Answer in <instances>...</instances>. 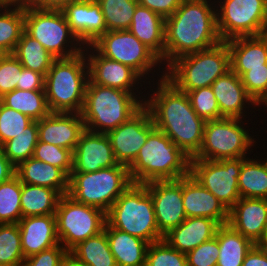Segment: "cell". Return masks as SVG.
Instances as JSON below:
<instances>
[{
  "label": "cell",
  "mask_w": 267,
  "mask_h": 266,
  "mask_svg": "<svg viewBox=\"0 0 267 266\" xmlns=\"http://www.w3.org/2000/svg\"><path fill=\"white\" fill-rule=\"evenodd\" d=\"M15 175L21 183L49 187L61 196L67 195L69 177L60 169L34 157L22 161L15 167Z\"/></svg>",
  "instance_id": "cell-28"
},
{
  "label": "cell",
  "mask_w": 267,
  "mask_h": 266,
  "mask_svg": "<svg viewBox=\"0 0 267 266\" xmlns=\"http://www.w3.org/2000/svg\"><path fill=\"white\" fill-rule=\"evenodd\" d=\"M142 95L97 85L89 80L81 112L86 130L102 134L114 130L144 106L147 94Z\"/></svg>",
  "instance_id": "cell-4"
},
{
  "label": "cell",
  "mask_w": 267,
  "mask_h": 266,
  "mask_svg": "<svg viewBox=\"0 0 267 266\" xmlns=\"http://www.w3.org/2000/svg\"><path fill=\"white\" fill-rule=\"evenodd\" d=\"M34 120L0 102V146L17 137Z\"/></svg>",
  "instance_id": "cell-44"
},
{
  "label": "cell",
  "mask_w": 267,
  "mask_h": 266,
  "mask_svg": "<svg viewBox=\"0 0 267 266\" xmlns=\"http://www.w3.org/2000/svg\"><path fill=\"white\" fill-rule=\"evenodd\" d=\"M146 83L150 86L144 106L150 111L155 128L164 132L188 157L193 158L202 145L206 121L193 110L187 94L165 77ZM157 85H155V84ZM153 92V93H152Z\"/></svg>",
  "instance_id": "cell-1"
},
{
  "label": "cell",
  "mask_w": 267,
  "mask_h": 266,
  "mask_svg": "<svg viewBox=\"0 0 267 266\" xmlns=\"http://www.w3.org/2000/svg\"><path fill=\"white\" fill-rule=\"evenodd\" d=\"M24 31L56 59L71 58L84 51L85 46L72 32L60 10L24 6Z\"/></svg>",
  "instance_id": "cell-9"
},
{
  "label": "cell",
  "mask_w": 267,
  "mask_h": 266,
  "mask_svg": "<svg viewBox=\"0 0 267 266\" xmlns=\"http://www.w3.org/2000/svg\"><path fill=\"white\" fill-rule=\"evenodd\" d=\"M24 32V6L10 4L0 10V53L12 54Z\"/></svg>",
  "instance_id": "cell-36"
},
{
  "label": "cell",
  "mask_w": 267,
  "mask_h": 266,
  "mask_svg": "<svg viewBox=\"0 0 267 266\" xmlns=\"http://www.w3.org/2000/svg\"><path fill=\"white\" fill-rule=\"evenodd\" d=\"M131 184L128 167L118 164L96 172L71 173L67 195L78 203L107 213Z\"/></svg>",
  "instance_id": "cell-8"
},
{
  "label": "cell",
  "mask_w": 267,
  "mask_h": 266,
  "mask_svg": "<svg viewBox=\"0 0 267 266\" xmlns=\"http://www.w3.org/2000/svg\"><path fill=\"white\" fill-rule=\"evenodd\" d=\"M215 3L217 31L222 41L265 34V0H215Z\"/></svg>",
  "instance_id": "cell-13"
},
{
  "label": "cell",
  "mask_w": 267,
  "mask_h": 266,
  "mask_svg": "<svg viewBox=\"0 0 267 266\" xmlns=\"http://www.w3.org/2000/svg\"><path fill=\"white\" fill-rule=\"evenodd\" d=\"M104 230L117 266H145L149 242L112 228L107 222Z\"/></svg>",
  "instance_id": "cell-29"
},
{
  "label": "cell",
  "mask_w": 267,
  "mask_h": 266,
  "mask_svg": "<svg viewBox=\"0 0 267 266\" xmlns=\"http://www.w3.org/2000/svg\"><path fill=\"white\" fill-rule=\"evenodd\" d=\"M33 157L60 168L68 177L71 175L73 169V152L71 150L38 141Z\"/></svg>",
  "instance_id": "cell-42"
},
{
  "label": "cell",
  "mask_w": 267,
  "mask_h": 266,
  "mask_svg": "<svg viewBox=\"0 0 267 266\" xmlns=\"http://www.w3.org/2000/svg\"><path fill=\"white\" fill-rule=\"evenodd\" d=\"M68 251L60 243L24 259L22 266H59Z\"/></svg>",
  "instance_id": "cell-48"
},
{
  "label": "cell",
  "mask_w": 267,
  "mask_h": 266,
  "mask_svg": "<svg viewBox=\"0 0 267 266\" xmlns=\"http://www.w3.org/2000/svg\"><path fill=\"white\" fill-rule=\"evenodd\" d=\"M78 0H37L32 6L44 10H62L66 5Z\"/></svg>",
  "instance_id": "cell-53"
},
{
  "label": "cell",
  "mask_w": 267,
  "mask_h": 266,
  "mask_svg": "<svg viewBox=\"0 0 267 266\" xmlns=\"http://www.w3.org/2000/svg\"><path fill=\"white\" fill-rule=\"evenodd\" d=\"M21 190L22 183L16 175L0 184V224L18 223L22 218Z\"/></svg>",
  "instance_id": "cell-39"
},
{
  "label": "cell",
  "mask_w": 267,
  "mask_h": 266,
  "mask_svg": "<svg viewBox=\"0 0 267 266\" xmlns=\"http://www.w3.org/2000/svg\"><path fill=\"white\" fill-rule=\"evenodd\" d=\"M12 54L24 68L31 69L44 76H46V73L56 60L41 43L33 39L25 31L21 34V38Z\"/></svg>",
  "instance_id": "cell-35"
},
{
  "label": "cell",
  "mask_w": 267,
  "mask_h": 266,
  "mask_svg": "<svg viewBox=\"0 0 267 266\" xmlns=\"http://www.w3.org/2000/svg\"><path fill=\"white\" fill-rule=\"evenodd\" d=\"M107 223L149 243L163 239L155 220L154 205L145 184L132 183L106 213Z\"/></svg>",
  "instance_id": "cell-7"
},
{
  "label": "cell",
  "mask_w": 267,
  "mask_h": 266,
  "mask_svg": "<svg viewBox=\"0 0 267 266\" xmlns=\"http://www.w3.org/2000/svg\"><path fill=\"white\" fill-rule=\"evenodd\" d=\"M220 225L207 217H189L171 229L163 239L173 248L187 253L215 237Z\"/></svg>",
  "instance_id": "cell-25"
},
{
  "label": "cell",
  "mask_w": 267,
  "mask_h": 266,
  "mask_svg": "<svg viewBox=\"0 0 267 266\" xmlns=\"http://www.w3.org/2000/svg\"><path fill=\"white\" fill-rule=\"evenodd\" d=\"M219 245L217 266H242L254 243L229 224L220 225L215 234Z\"/></svg>",
  "instance_id": "cell-30"
},
{
  "label": "cell",
  "mask_w": 267,
  "mask_h": 266,
  "mask_svg": "<svg viewBox=\"0 0 267 266\" xmlns=\"http://www.w3.org/2000/svg\"><path fill=\"white\" fill-rule=\"evenodd\" d=\"M102 10L107 31L128 30L138 0H96Z\"/></svg>",
  "instance_id": "cell-38"
},
{
  "label": "cell",
  "mask_w": 267,
  "mask_h": 266,
  "mask_svg": "<svg viewBox=\"0 0 267 266\" xmlns=\"http://www.w3.org/2000/svg\"><path fill=\"white\" fill-rule=\"evenodd\" d=\"M22 64L13 54L0 55V97L17 89Z\"/></svg>",
  "instance_id": "cell-46"
},
{
  "label": "cell",
  "mask_w": 267,
  "mask_h": 266,
  "mask_svg": "<svg viewBox=\"0 0 267 266\" xmlns=\"http://www.w3.org/2000/svg\"><path fill=\"white\" fill-rule=\"evenodd\" d=\"M60 197L52 188L22 183V218L55 214Z\"/></svg>",
  "instance_id": "cell-31"
},
{
  "label": "cell",
  "mask_w": 267,
  "mask_h": 266,
  "mask_svg": "<svg viewBox=\"0 0 267 266\" xmlns=\"http://www.w3.org/2000/svg\"><path fill=\"white\" fill-rule=\"evenodd\" d=\"M182 198L187 218L207 217L228 224L229 210L191 174L182 177Z\"/></svg>",
  "instance_id": "cell-22"
},
{
  "label": "cell",
  "mask_w": 267,
  "mask_h": 266,
  "mask_svg": "<svg viewBox=\"0 0 267 266\" xmlns=\"http://www.w3.org/2000/svg\"><path fill=\"white\" fill-rule=\"evenodd\" d=\"M262 105H263V109H264V111H265V110L267 109V99L263 102ZM265 106H266V107H265ZM264 107H265L266 109H265ZM266 111H267V110H266Z\"/></svg>",
  "instance_id": "cell-58"
},
{
  "label": "cell",
  "mask_w": 267,
  "mask_h": 266,
  "mask_svg": "<svg viewBox=\"0 0 267 266\" xmlns=\"http://www.w3.org/2000/svg\"><path fill=\"white\" fill-rule=\"evenodd\" d=\"M246 158L201 160L191 158L190 174L228 210L241 198L238 178Z\"/></svg>",
  "instance_id": "cell-14"
},
{
  "label": "cell",
  "mask_w": 267,
  "mask_h": 266,
  "mask_svg": "<svg viewBox=\"0 0 267 266\" xmlns=\"http://www.w3.org/2000/svg\"><path fill=\"white\" fill-rule=\"evenodd\" d=\"M61 11L70 29L84 46L93 44L107 31L101 6L96 0L71 2Z\"/></svg>",
  "instance_id": "cell-19"
},
{
  "label": "cell",
  "mask_w": 267,
  "mask_h": 266,
  "mask_svg": "<svg viewBox=\"0 0 267 266\" xmlns=\"http://www.w3.org/2000/svg\"><path fill=\"white\" fill-rule=\"evenodd\" d=\"M18 225L24 258L60 244L55 214L24 217Z\"/></svg>",
  "instance_id": "cell-24"
},
{
  "label": "cell",
  "mask_w": 267,
  "mask_h": 266,
  "mask_svg": "<svg viewBox=\"0 0 267 266\" xmlns=\"http://www.w3.org/2000/svg\"><path fill=\"white\" fill-rule=\"evenodd\" d=\"M265 34H267V21H266V25H265Z\"/></svg>",
  "instance_id": "cell-60"
},
{
  "label": "cell",
  "mask_w": 267,
  "mask_h": 266,
  "mask_svg": "<svg viewBox=\"0 0 267 266\" xmlns=\"http://www.w3.org/2000/svg\"><path fill=\"white\" fill-rule=\"evenodd\" d=\"M267 223V199L240 198L229 209L228 224L244 237L258 244Z\"/></svg>",
  "instance_id": "cell-23"
},
{
  "label": "cell",
  "mask_w": 267,
  "mask_h": 266,
  "mask_svg": "<svg viewBox=\"0 0 267 266\" xmlns=\"http://www.w3.org/2000/svg\"><path fill=\"white\" fill-rule=\"evenodd\" d=\"M24 259L18 223L0 224V266H22Z\"/></svg>",
  "instance_id": "cell-40"
},
{
  "label": "cell",
  "mask_w": 267,
  "mask_h": 266,
  "mask_svg": "<svg viewBox=\"0 0 267 266\" xmlns=\"http://www.w3.org/2000/svg\"><path fill=\"white\" fill-rule=\"evenodd\" d=\"M84 52L88 64L89 80L92 83L121 89L132 94H142L139 88H142L146 82H150L143 81L144 79L130 66L102 56L92 45H86Z\"/></svg>",
  "instance_id": "cell-16"
},
{
  "label": "cell",
  "mask_w": 267,
  "mask_h": 266,
  "mask_svg": "<svg viewBox=\"0 0 267 266\" xmlns=\"http://www.w3.org/2000/svg\"><path fill=\"white\" fill-rule=\"evenodd\" d=\"M242 266H267V250L254 244L247 252Z\"/></svg>",
  "instance_id": "cell-51"
},
{
  "label": "cell",
  "mask_w": 267,
  "mask_h": 266,
  "mask_svg": "<svg viewBox=\"0 0 267 266\" xmlns=\"http://www.w3.org/2000/svg\"><path fill=\"white\" fill-rule=\"evenodd\" d=\"M0 102L33 120H40L51 113L44 90L15 89L0 97Z\"/></svg>",
  "instance_id": "cell-33"
},
{
  "label": "cell",
  "mask_w": 267,
  "mask_h": 266,
  "mask_svg": "<svg viewBox=\"0 0 267 266\" xmlns=\"http://www.w3.org/2000/svg\"><path fill=\"white\" fill-rule=\"evenodd\" d=\"M231 70L227 42L195 53L181 56L165 68V78L177 89L187 93L211 86L220 76Z\"/></svg>",
  "instance_id": "cell-6"
},
{
  "label": "cell",
  "mask_w": 267,
  "mask_h": 266,
  "mask_svg": "<svg viewBox=\"0 0 267 266\" xmlns=\"http://www.w3.org/2000/svg\"><path fill=\"white\" fill-rule=\"evenodd\" d=\"M155 129L150 111L143 106L128 121L122 123L106 135L109 137L118 164L129 166Z\"/></svg>",
  "instance_id": "cell-15"
},
{
  "label": "cell",
  "mask_w": 267,
  "mask_h": 266,
  "mask_svg": "<svg viewBox=\"0 0 267 266\" xmlns=\"http://www.w3.org/2000/svg\"><path fill=\"white\" fill-rule=\"evenodd\" d=\"M59 266H86L77 260L70 252L60 261Z\"/></svg>",
  "instance_id": "cell-54"
},
{
  "label": "cell",
  "mask_w": 267,
  "mask_h": 266,
  "mask_svg": "<svg viewBox=\"0 0 267 266\" xmlns=\"http://www.w3.org/2000/svg\"><path fill=\"white\" fill-rule=\"evenodd\" d=\"M91 45L102 56L130 66L144 81L153 82L155 79L153 74L156 71H159L155 74L160 75V79L165 77V68H160L163 66L160 64L161 60L129 30L106 31Z\"/></svg>",
  "instance_id": "cell-11"
},
{
  "label": "cell",
  "mask_w": 267,
  "mask_h": 266,
  "mask_svg": "<svg viewBox=\"0 0 267 266\" xmlns=\"http://www.w3.org/2000/svg\"><path fill=\"white\" fill-rule=\"evenodd\" d=\"M244 122L245 119L238 118L206 121L202 145L193 158L222 160L249 157L254 150L252 147L256 146L254 137L259 135H254V132L253 135L249 134L250 129H246L247 126L244 125L248 122Z\"/></svg>",
  "instance_id": "cell-10"
},
{
  "label": "cell",
  "mask_w": 267,
  "mask_h": 266,
  "mask_svg": "<svg viewBox=\"0 0 267 266\" xmlns=\"http://www.w3.org/2000/svg\"><path fill=\"white\" fill-rule=\"evenodd\" d=\"M258 245L262 246L263 248H265L267 250V223H266L263 237H262L261 241L258 243Z\"/></svg>",
  "instance_id": "cell-55"
},
{
  "label": "cell",
  "mask_w": 267,
  "mask_h": 266,
  "mask_svg": "<svg viewBox=\"0 0 267 266\" xmlns=\"http://www.w3.org/2000/svg\"><path fill=\"white\" fill-rule=\"evenodd\" d=\"M8 5H10L6 0H0V10L5 9Z\"/></svg>",
  "instance_id": "cell-57"
},
{
  "label": "cell",
  "mask_w": 267,
  "mask_h": 266,
  "mask_svg": "<svg viewBox=\"0 0 267 266\" xmlns=\"http://www.w3.org/2000/svg\"><path fill=\"white\" fill-rule=\"evenodd\" d=\"M86 130L81 113L51 112L38 120L39 141L74 151Z\"/></svg>",
  "instance_id": "cell-20"
},
{
  "label": "cell",
  "mask_w": 267,
  "mask_h": 266,
  "mask_svg": "<svg viewBox=\"0 0 267 266\" xmlns=\"http://www.w3.org/2000/svg\"><path fill=\"white\" fill-rule=\"evenodd\" d=\"M145 185L153 201L157 227L164 236L187 218L182 198V177L178 180L151 181Z\"/></svg>",
  "instance_id": "cell-17"
},
{
  "label": "cell",
  "mask_w": 267,
  "mask_h": 266,
  "mask_svg": "<svg viewBox=\"0 0 267 266\" xmlns=\"http://www.w3.org/2000/svg\"><path fill=\"white\" fill-rule=\"evenodd\" d=\"M69 252L86 266H117L105 230L79 242Z\"/></svg>",
  "instance_id": "cell-34"
},
{
  "label": "cell",
  "mask_w": 267,
  "mask_h": 266,
  "mask_svg": "<svg viewBox=\"0 0 267 266\" xmlns=\"http://www.w3.org/2000/svg\"><path fill=\"white\" fill-rule=\"evenodd\" d=\"M247 93L260 106L267 99V64L263 67L250 68L241 76Z\"/></svg>",
  "instance_id": "cell-45"
},
{
  "label": "cell",
  "mask_w": 267,
  "mask_h": 266,
  "mask_svg": "<svg viewBox=\"0 0 267 266\" xmlns=\"http://www.w3.org/2000/svg\"><path fill=\"white\" fill-rule=\"evenodd\" d=\"M182 0H138V4L167 18L181 5Z\"/></svg>",
  "instance_id": "cell-50"
},
{
  "label": "cell",
  "mask_w": 267,
  "mask_h": 266,
  "mask_svg": "<svg viewBox=\"0 0 267 266\" xmlns=\"http://www.w3.org/2000/svg\"><path fill=\"white\" fill-rule=\"evenodd\" d=\"M231 70L241 77L250 68L267 64V34L237 37L226 41Z\"/></svg>",
  "instance_id": "cell-26"
},
{
  "label": "cell",
  "mask_w": 267,
  "mask_h": 266,
  "mask_svg": "<svg viewBox=\"0 0 267 266\" xmlns=\"http://www.w3.org/2000/svg\"><path fill=\"white\" fill-rule=\"evenodd\" d=\"M128 30L161 60L164 67L165 18L138 4Z\"/></svg>",
  "instance_id": "cell-27"
},
{
  "label": "cell",
  "mask_w": 267,
  "mask_h": 266,
  "mask_svg": "<svg viewBox=\"0 0 267 266\" xmlns=\"http://www.w3.org/2000/svg\"><path fill=\"white\" fill-rule=\"evenodd\" d=\"M15 175V166L5 156L0 146V184Z\"/></svg>",
  "instance_id": "cell-52"
},
{
  "label": "cell",
  "mask_w": 267,
  "mask_h": 266,
  "mask_svg": "<svg viewBox=\"0 0 267 266\" xmlns=\"http://www.w3.org/2000/svg\"><path fill=\"white\" fill-rule=\"evenodd\" d=\"M193 110L205 121L219 120L223 117L211 86L202 87L186 93Z\"/></svg>",
  "instance_id": "cell-43"
},
{
  "label": "cell",
  "mask_w": 267,
  "mask_h": 266,
  "mask_svg": "<svg viewBox=\"0 0 267 266\" xmlns=\"http://www.w3.org/2000/svg\"><path fill=\"white\" fill-rule=\"evenodd\" d=\"M45 76L31 69L22 68L17 89L20 90H44Z\"/></svg>",
  "instance_id": "cell-49"
},
{
  "label": "cell",
  "mask_w": 267,
  "mask_h": 266,
  "mask_svg": "<svg viewBox=\"0 0 267 266\" xmlns=\"http://www.w3.org/2000/svg\"><path fill=\"white\" fill-rule=\"evenodd\" d=\"M218 240L215 237L186 253L187 266H217Z\"/></svg>",
  "instance_id": "cell-47"
},
{
  "label": "cell",
  "mask_w": 267,
  "mask_h": 266,
  "mask_svg": "<svg viewBox=\"0 0 267 266\" xmlns=\"http://www.w3.org/2000/svg\"><path fill=\"white\" fill-rule=\"evenodd\" d=\"M38 141V120H34L17 137L3 143L1 148L8 160L16 167L22 161L33 157Z\"/></svg>",
  "instance_id": "cell-37"
},
{
  "label": "cell",
  "mask_w": 267,
  "mask_h": 266,
  "mask_svg": "<svg viewBox=\"0 0 267 266\" xmlns=\"http://www.w3.org/2000/svg\"><path fill=\"white\" fill-rule=\"evenodd\" d=\"M190 161L164 132L155 128L128 166L129 176L136 184L178 180L190 174Z\"/></svg>",
  "instance_id": "cell-3"
},
{
  "label": "cell",
  "mask_w": 267,
  "mask_h": 266,
  "mask_svg": "<svg viewBox=\"0 0 267 266\" xmlns=\"http://www.w3.org/2000/svg\"><path fill=\"white\" fill-rule=\"evenodd\" d=\"M89 81L85 52L56 59L45 76L44 91L51 112L81 113Z\"/></svg>",
  "instance_id": "cell-5"
},
{
  "label": "cell",
  "mask_w": 267,
  "mask_h": 266,
  "mask_svg": "<svg viewBox=\"0 0 267 266\" xmlns=\"http://www.w3.org/2000/svg\"><path fill=\"white\" fill-rule=\"evenodd\" d=\"M37 0H16V4L21 6H32Z\"/></svg>",
  "instance_id": "cell-56"
},
{
  "label": "cell",
  "mask_w": 267,
  "mask_h": 266,
  "mask_svg": "<svg viewBox=\"0 0 267 266\" xmlns=\"http://www.w3.org/2000/svg\"><path fill=\"white\" fill-rule=\"evenodd\" d=\"M238 189L241 198L267 199V164L263 158L247 157L242 162Z\"/></svg>",
  "instance_id": "cell-32"
},
{
  "label": "cell",
  "mask_w": 267,
  "mask_h": 266,
  "mask_svg": "<svg viewBox=\"0 0 267 266\" xmlns=\"http://www.w3.org/2000/svg\"><path fill=\"white\" fill-rule=\"evenodd\" d=\"M109 137L106 134L85 130L73 151L71 173L96 172L103 168L117 166Z\"/></svg>",
  "instance_id": "cell-18"
},
{
  "label": "cell",
  "mask_w": 267,
  "mask_h": 266,
  "mask_svg": "<svg viewBox=\"0 0 267 266\" xmlns=\"http://www.w3.org/2000/svg\"><path fill=\"white\" fill-rule=\"evenodd\" d=\"M221 41L215 0H182L178 9L165 18L164 68L181 56L211 48Z\"/></svg>",
  "instance_id": "cell-2"
},
{
  "label": "cell",
  "mask_w": 267,
  "mask_h": 266,
  "mask_svg": "<svg viewBox=\"0 0 267 266\" xmlns=\"http://www.w3.org/2000/svg\"><path fill=\"white\" fill-rule=\"evenodd\" d=\"M55 216L59 242L68 252L79 242L102 232L107 222L103 210L78 203L68 195L60 197Z\"/></svg>",
  "instance_id": "cell-12"
},
{
  "label": "cell",
  "mask_w": 267,
  "mask_h": 266,
  "mask_svg": "<svg viewBox=\"0 0 267 266\" xmlns=\"http://www.w3.org/2000/svg\"><path fill=\"white\" fill-rule=\"evenodd\" d=\"M9 4H16V0H6Z\"/></svg>",
  "instance_id": "cell-59"
},
{
  "label": "cell",
  "mask_w": 267,
  "mask_h": 266,
  "mask_svg": "<svg viewBox=\"0 0 267 266\" xmlns=\"http://www.w3.org/2000/svg\"><path fill=\"white\" fill-rule=\"evenodd\" d=\"M145 266H187L186 254L162 239L149 244Z\"/></svg>",
  "instance_id": "cell-41"
},
{
  "label": "cell",
  "mask_w": 267,
  "mask_h": 266,
  "mask_svg": "<svg viewBox=\"0 0 267 266\" xmlns=\"http://www.w3.org/2000/svg\"><path fill=\"white\" fill-rule=\"evenodd\" d=\"M211 88L223 118H249L245 114L249 113L247 111L251 105H254L255 110L256 107L262 109L245 90L241 77L232 70L218 77L212 83Z\"/></svg>",
  "instance_id": "cell-21"
}]
</instances>
